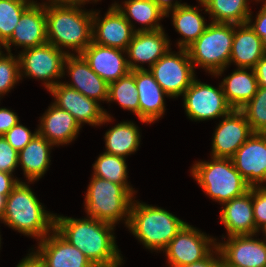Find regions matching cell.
Wrapping results in <instances>:
<instances>
[{"instance_id":"cell-1","label":"cell","mask_w":266,"mask_h":267,"mask_svg":"<svg viewBox=\"0 0 266 267\" xmlns=\"http://www.w3.org/2000/svg\"><path fill=\"white\" fill-rule=\"evenodd\" d=\"M114 227L89 217L75 219L55 214L54 229L80 249L95 267H120L124 261L116 245Z\"/></svg>"},{"instance_id":"cell-2","label":"cell","mask_w":266,"mask_h":267,"mask_svg":"<svg viewBox=\"0 0 266 267\" xmlns=\"http://www.w3.org/2000/svg\"><path fill=\"white\" fill-rule=\"evenodd\" d=\"M0 221L40 241L54 229L55 214L45 210L26 182L19 181L6 198Z\"/></svg>"},{"instance_id":"cell-3","label":"cell","mask_w":266,"mask_h":267,"mask_svg":"<svg viewBox=\"0 0 266 267\" xmlns=\"http://www.w3.org/2000/svg\"><path fill=\"white\" fill-rule=\"evenodd\" d=\"M92 16L93 10L81 7H46L48 43L81 54L92 42Z\"/></svg>"},{"instance_id":"cell-4","label":"cell","mask_w":266,"mask_h":267,"mask_svg":"<svg viewBox=\"0 0 266 267\" xmlns=\"http://www.w3.org/2000/svg\"><path fill=\"white\" fill-rule=\"evenodd\" d=\"M185 224L161 207L132 200L127 228L147 249L163 251Z\"/></svg>"},{"instance_id":"cell-5","label":"cell","mask_w":266,"mask_h":267,"mask_svg":"<svg viewBox=\"0 0 266 267\" xmlns=\"http://www.w3.org/2000/svg\"><path fill=\"white\" fill-rule=\"evenodd\" d=\"M190 170L206 195L221 204L244 195L250 189L231 158L211 157L210 162H195Z\"/></svg>"},{"instance_id":"cell-6","label":"cell","mask_w":266,"mask_h":267,"mask_svg":"<svg viewBox=\"0 0 266 267\" xmlns=\"http://www.w3.org/2000/svg\"><path fill=\"white\" fill-rule=\"evenodd\" d=\"M233 38L234 24L210 22L204 33L186 48L194 68L200 66L221 77L229 66Z\"/></svg>"},{"instance_id":"cell-7","label":"cell","mask_w":266,"mask_h":267,"mask_svg":"<svg viewBox=\"0 0 266 267\" xmlns=\"http://www.w3.org/2000/svg\"><path fill=\"white\" fill-rule=\"evenodd\" d=\"M133 198L122 185L92 175L84 208L89 218L113 225L123 220L127 227Z\"/></svg>"},{"instance_id":"cell-8","label":"cell","mask_w":266,"mask_h":267,"mask_svg":"<svg viewBox=\"0 0 266 267\" xmlns=\"http://www.w3.org/2000/svg\"><path fill=\"white\" fill-rule=\"evenodd\" d=\"M68 51H62L52 44L46 43L38 47L22 49L18 53L20 63V77H30L43 81L47 91L56 86L64 77V62Z\"/></svg>"},{"instance_id":"cell-9","label":"cell","mask_w":266,"mask_h":267,"mask_svg":"<svg viewBox=\"0 0 266 267\" xmlns=\"http://www.w3.org/2000/svg\"><path fill=\"white\" fill-rule=\"evenodd\" d=\"M170 48L148 68L156 82L170 98L182 96L195 79V69L186 48L174 53Z\"/></svg>"},{"instance_id":"cell-10","label":"cell","mask_w":266,"mask_h":267,"mask_svg":"<svg viewBox=\"0 0 266 267\" xmlns=\"http://www.w3.org/2000/svg\"><path fill=\"white\" fill-rule=\"evenodd\" d=\"M216 241L217 239L186 223L163 253L166 254L169 267H183L206 259L217 248Z\"/></svg>"},{"instance_id":"cell-11","label":"cell","mask_w":266,"mask_h":267,"mask_svg":"<svg viewBox=\"0 0 266 267\" xmlns=\"http://www.w3.org/2000/svg\"><path fill=\"white\" fill-rule=\"evenodd\" d=\"M182 96L185 112L195 122L222 119L233 110L224 96L221 83L216 88L198 81L196 77Z\"/></svg>"},{"instance_id":"cell-12","label":"cell","mask_w":266,"mask_h":267,"mask_svg":"<svg viewBox=\"0 0 266 267\" xmlns=\"http://www.w3.org/2000/svg\"><path fill=\"white\" fill-rule=\"evenodd\" d=\"M49 92L55 98L53 104L69 112L81 127L84 123L101 126L112 122L113 117L100 106L99 102L84 96L63 82L53 86Z\"/></svg>"},{"instance_id":"cell-13","label":"cell","mask_w":266,"mask_h":267,"mask_svg":"<svg viewBox=\"0 0 266 267\" xmlns=\"http://www.w3.org/2000/svg\"><path fill=\"white\" fill-rule=\"evenodd\" d=\"M256 235H234L217 242L224 267H266V241Z\"/></svg>"},{"instance_id":"cell-14","label":"cell","mask_w":266,"mask_h":267,"mask_svg":"<svg viewBox=\"0 0 266 267\" xmlns=\"http://www.w3.org/2000/svg\"><path fill=\"white\" fill-rule=\"evenodd\" d=\"M31 252L42 267H95L85 254L71 245L55 229L38 241Z\"/></svg>"},{"instance_id":"cell-15","label":"cell","mask_w":266,"mask_h":267,"mask_svg":"<svg viewBox=\"0 0 266 267\" xmlns=\"http://www.w3.org/2000/svg\"><path fill=\"white\" fill-rule=\"evenodd\" d=\"M222 118L214 130L211 157L231 158L254 132L241 110L233 109Z\"/></svg>"},{"instance_id":"cell-16","label":"cell","mask_w":266,"mask_h":267,"mask_svg":"<svg viewBox=\"0 0 266 267\" xmlns=\"http://www.w3.org/2000/svg\"><path fill=\"white\" fill-rule=\"evenodd\" d=\"M234 167L250 187L266 183V133H253L231 157Z\"/></svg>"},{"instance_id":"cell-17","label":"cell","mask_w":266,"mask_h":267,"mask_svg":"<svg viewBox=\"0 0 266 267\" xmlns=\"http://www.w3.org/2000/svg\"><path fill=\"white\" fill-rule=\"evenodd\" d=\"M93 11L92 42L106 47L126 50L135 30L115 5H111L100 19V11Z\"/></svg>"},{"instance_id":"cell-18","label":"cell","mask_w":266,"mask_h":267,"mask_svg":"<svg viewBox=\"0 0 266 267\" xmlns=\"http://www.w3.org/2000/svg\"><path fill=\"white\" fill-rule=\"evenodd\" d=\"M170 46V39L167 38L164 28L155 31H136L125 50L129 58L127 64L130 71L147 69L143 67L144 63H148L149 68L152 67Z\"/></svg>"},{"instance_id":"cell-19","label":"cell","mask_w":266,"mask_h":267,"mask_svg":"<svg viewBox=\"0 0 266 267\" xmlns=\"http://www.w3.org/2000/svg\"><path fill=\"white\" fill-rule=\"evenodd\" d=\"M65 69L68 77H71L70 83L63 82L65 85L97 102H107L108 84L90 68L81 54H68L64 62L63 76Z\"/></svg>"},{"instance_id":"cell-20","label":"cell","mask_w":266,"mask_h":267,"mask_svg":"<svg viewBox=\"0 0 266 267\" xmlns=\"http://www.w3.org/2000/svg\"><path fill=\"white\" fill-rule=\"evenodd\" d=\"M46 43H48L46 7L33 3L21 15L11 38L3 45V48L11 53V45L26 49Z\"/></svg>"},{"instance_id":"cell-21","label":"cell","mask_w":266,"mask_h":267,"mask_svg":"<svg viewBox=\"0 0 266 267\" xmlns=\"http://www.w3.org/2000/svg\"><path fill=\"white\" fill-rule=\"evenodd\" d=\"M126 51L98 45L94 42L81 53L90 68L107 84L119 80L130 69L125 56Z\"/></svg>"},{"instance_id":"cell-22","label":"cell","mask_w":266,"mask_h":267,"mask_svg":"<svg viewBox=\"0 0 266 267\" xmlns=\"http://www.w3.org/2000/svg\"><path fill=\"white\" fill-rule=\"evenodd\" d=\"M134 78L139 93V120L146 124L154 123L164 115V96H169L148 69L134 70Z\"/></svg>"},{"instance_id":"cell-23","label":"cell","mask_w":266,"mask_h":267,"mask_svg":"<svg viewBox=\"0 0 266 267\" xmlns=\"http://www.w3.org/2000/svg\"><path fill=\"white\" fill-rule=\"evenodd\" d=\"M38 125V134L56 147L71 143L82 128L69 112L53 103L42 115Z\"/></svg>"},{"instance_id":"cell-24","label":"cell","mask_w":266,"mask_h":267,"mask_svg":"<svg viewBox=\"0 0 266 267\" xmlns=\"http://www.w3.org/2000/svg\"><path fill=\"white\" fill-rule=\"evenodd\" d=\"M220 222L224 225L227 235H256L253 214L252 187L244 195L233 198L222 204Z\"/></svg>"},{"instance_id":"cell-25","label":"cell","mask_w":266,"mask_h":267,"mask_svg":"<svg viewBox=\"0 0 266 267\" xmlns=\"http://www.w3.org/2000/svg\"><path fill=\"white\" fill-rule=\"evenodd\" d=\"M261 38L246 24H234V38L229 65L237 68H254L265 55Z\"/></svg>"},{"instance_id":"cell-26","label":"cell","mask_w":266,"mask_h":267,"mask_svg":"<svg viewBox=\"0 0 266 267\" xmlns=\"http://www.w3.org/2000/svg\"><path fill=\"white\" fill-rule=\"evenodd\" d=\"M53 144L37 134L19 153L18 165H21L23 174L28 183L42 178L50 165V153Z\"/></svg>"},{"instance_id":"cell-27","label":"cell","mask_w":266,"mask_h":267,"mask_svg":"<svg viewBox=\"0 0 266 267\" xmlns=\"http://www.w3.org/2000/svg\"><path fill=\"white\" fill-rule=\"evenodd\" d=\"M250 71V72H249ZM229 105L241 110L256 94L258 82L253 68H237L221 82Z\"/></svg>"},{"instance_id":"cell-28","label":"cell","mask_w":266,"mask_h":267,"mask_svg":"<svg viewBox=\"0 0 266 267\" xmlns=\"http://www.w3.org/2000/svg\"><path fill=\"white\" fill-rule=\"evenodd\" d=\"M200 10L202 11L198 6L193 7L184 3L166 14V17H169V13H172V24L176 32L182 35V39L176 43L178 48H187L204 33L207 22L199 13Z\"/></svg>"},{"instance_id":"cell-29","label":"cell","mask_w":266,"mask_h":267,"mask_svg":"<svg viewBox=\"0 0 266 267\" xmlns=\"http://www.w3.org/2000/svg\"><path fill=\"white\" fill-rule=\"evenodd\" d=\"M112 5L118 8L135 31H155L163 28L159 21L166 17V14L153 0H126L120 5L116 2ZM132 20H136L143 26L135 29Z\"/></svg>"},{"instance_id":"cell-30","label":"cell","mask_w":266,"mask_h":267,"mask_svg":"<svg viewBox=\"0 0 266 267\" xmlns=\"http://www.w3.org/2000/svg\"><path fill=\"white\" fill-rule=\"evenodd\" d=\"M104 139L105 153L126 158L138 150L141 135L133 121H123L106 131Z\"/></svg>"},{"instance_id":"cell-31","label":"cell","mask_w":266,"mask_h":267,"mask_svg":"<svg viewBox=\"0 0 266 267\" xmlns=\"http://www.w3.org/2000/svg\"><path fill=\"white\" fill-rule=\"evenodd\" d=\"M249 0H198L214 23L246 24L251 14Z\"/></svg>"},{"instance_id":"cell-32","label":"cell","mask_w":266,"mask_h":267,"mask_svg":"<svg viewBox=\"0 0 266 267\" xmlns=\"http://www.w3.org/2000/svg\"><path fill=\"white\" fill-rule=\"evenodd\" d=\"M93 165V176L122 185L133 197L137 193L129 185L126 158L103 152Z\"/></svg>"},{"instance_id":"cell-33","label":"cell","mask_w":266,"mask_h":267,"mask_svg":"<svg viewBox=\"0 0 266 267\" xmlns=\"http://www.w3.org/2000/svg\"><path fill=\"white\" fill-rule=\"evenodd\" d=\"M117 102L120 107L131 111L139 118V93L134 78V70L119 80L108 84L107 103Z\"/></svg>"},{"instance_id":"cell-34","label":"cell","mask_w":266,"mask_h":267,"mask_svg":"<svg viewBox=\"0 0 266 267\" xmlns=\"http://www.w3.org/2000/svg\"><path fill=\"white\" fill-rule=\"evenodd\" d=\"M34 0H0V44L3 46L12 36L21 15Z\"/></svg>"},{"instance_id":"cell-35","label":"cell","mask_w":266,"mask_h":267,"mask_svg":"<svg viewBox=\"0 0 266 267\" xmlns=\"http://www.w3.org/2000/svg\"><path fill=\"white\" fill-rule=\"evenodd\" d=\"M241 111L254 133H266V87H258Z\"/></svg>"},{"instance_id":"cell-36","label":"cell","mask_w":266,"mask_h":267,"mask_svg":"<svg viewBox=\"0 0 266 267\" xmlns=\"http://www.w3.org/2000/svg\"><path fill=\"white\" fill-rule=\"evenodd\" d=\"M6 54L3 51L0 53V98L21 80L18 55Z\"/></svg>"},{"instance_id":"cell-37","label":"cell","mask_w":266,"mask_h":267,"mask_svg":"<svg viewBox=\"0 0 266 267\" xmlns=\"http://www.w3.org/2000/svg\"><path fill=\"white\" fill-rule=\"evenodd\" d=\"M37 134L38 129L32 133L27 127L18 122L3 136L7 142L19 153Z\"/></svg>"},{"instance_id":"cell-38","label":"cell","mask_w":266,"mask_h":267,"mask_svg":"<svg viewBox=\"0 0 266 267\" xmlns=\"http://www.w3.org/2000/svg\"><path fill=\"white\" fill-rule=\"evenodd\" d=\"M253 214L256 225V235L266 224V186L252 187Z\"/></svg>"},{"instance_id":"cell-39","label":"cell","mask_w":266,"mask_h":267,"mask_svg":"<svg viewBox=\"0 0 266 267\" xmlns=\"http://www.w3.org/2000/svg\"><path fill=\"white\" fill-rule=\"evenodd\" d=\"M18 166V152L0 136V171L13 174Z\"/></svg>"},{"instance_id":"cell-40","label":"cell","mask_w":266,"mask_h":267,"mask_svg":"<svg viewBox=\"0 0 266 267\" xmlns=\"http://www.w3.org/2000/svg\"><path fill=\"white\" fill-rule=\"evenodd\" d=\"M262 7L258 11L255 21L253 22L254 17H252V12L247 20V24L251 29L261 38L262 47L266 53V0H262Z\"/></svg>"},{"instance_id":"cell-41","label":"cell","mask_w":266,"mask_h":267,"mask_svg":"<svg viewBox=\"0 0 266 267\" xmlns=\"http://www.w3.org/2000/svg\"><path fill=\"white\" fill-rule=\"evenodd\" d=\"M20 122L18 115L8 108H0V136Z\"/></svg>"},{"instance_id":"cell-42","label":"cell","mask_w":266,"mask_h":267,"mask_svg":"<svg viewBox=\"0 0 266 267\" xmlns=\"http://www.w3.org/2000/svg\"><path fill=\"white\" fill-rule=\"evenodd\" d=\"M183 267H224L220 252L216 248L206 259Z\"/></svg>"},{"instance_id":"cell-43","label":"cell","mask_w":266,"mask_h":267,"mask_svg":"<svg viewBox=\"0 0 266 267\" xmlns=\"http://www.w3.org/2000/svg\"><path fill=\"white\" fill-rule=\"evenodd\" d=\"M19 181L13 174L0 171V195L7 197Z\"/></svg>"},{"instance_id":"cell-44","label":"cell","mask_w":266,"mask_h":267,"mask_svg":"<svg viewBox=\"0 0 266 267\" xmlns=\"http://www.w3.org/2000/svg\"><path fill=\"white\" fill-rule=\"evenodd\" d=\"M46 1L44 3L43 2L37 3V1H33V3L44 7H51V6L82 7V5L84 6L87 2L88 3L90 2V0H46Z\"/></svg>"},{"instance_id":"cell-45","label":"cell","mask_w":266,"mask_h":267,"mask_svg":"<svg viewBox=\"0 0 266 267\" xmlns=\"http://www.w3.org/2000/svg\"><path fill=\"white\" fill-rule=\"evenodd\" d=\"M253 69L256 74L258 87H266V54L258 61Z\"/></svg>"},{"instance_id":"cell-46","label":"cell","mask_w":266,"mask_h":267,"mask_svg":"<svg viewBox=\"0 0 266 267\" xmlns=\"http://www.w3.org/2000/svg\"><path fill=\"white\" fill-rule=\"evenodd\" d=\"M158 7L167 14L169 11L174 10L178 6L183 5L184 3H181L179 1H173V0H153Z\"/></svg>"},{"instance_id":"cell-47","label":"cell","mask_w":266,"mask_h":267,"mask_svg":"<svg viewBox=\"0 0 266 267\" xmlns=\"http://www.w3.org/2000/svg\"><path fill=\"white\" fill-rule=\"evenodd\" d=\"M25 258H23L16 267H42L40 262L33 256V254L30 252V254H27Z\"/></svg>"},{"instance_id":"cell-48","label":"cell","mask_w":266,"mask_h":267,"mask_svg":"<svg viewBox=\"0 0 266 267\" xmlns=\"http://www.w3.org/2000/svg\"><path fill=\"white\" fill-rule=\"evenodd\" d=\"M6 196L4 195H0V216L4 210V206H5V203H6Z\"/></svg>"},{"instance_id":"cell-49","label":"cell","mask_w":266,"mask_h":267,"mask_svg":"<svg viewBox=\"0 0 266 267\" xmlns=\"http://www.w3.org/2000/svg\"><path fill=\"white\" fill-rule=\"evenodd\" d=\"M262 230V233L264 234V241H266V224L264 226H262L260 229H259V232Z\"/></svg>"},{"instance_id":"cell-50","label":"cell","mask_w":266,"mask_h":267,"mask_svg":"<svg viewBox=\"0 0 266 267\" xmlns=\"http://www.w3.org/2000/svg\"><path fill=\"white\" fill-rule=\"evenodd\" d=\"M90 1L95 3V2H98L99 0H90ZM100 1H101V0H100Z\"/></svg>"}]
</instances>
